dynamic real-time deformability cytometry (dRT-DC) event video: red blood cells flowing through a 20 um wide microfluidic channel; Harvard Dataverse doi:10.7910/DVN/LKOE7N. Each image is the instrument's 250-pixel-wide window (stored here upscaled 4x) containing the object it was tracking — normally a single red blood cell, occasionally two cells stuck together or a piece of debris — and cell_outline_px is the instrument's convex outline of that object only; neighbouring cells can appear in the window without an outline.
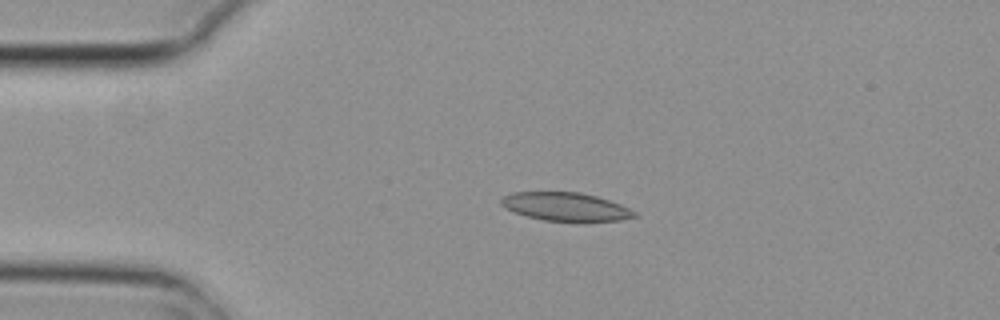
{"species": "common noctule bat (a hibernating species)", "species_latin": "Nyctalus noctula", "temperature_condition": "cold", "stored_images_in_passage": 4, "camera_frame_rate_fps": 3000, "um_per_image_px": 0.085, "animal": {"sex": "female", "body_mass_g": 29.2, "forearm_length_mm": 56.3}, "frame": {"image": 1, "passage_image": 3, "time_ms": 0.667, "image_size_px": [1000, 320], "cell_outline_px": [[640, 216], [620, 220], [544, 220], [528, 216], [504, 208], [500, 204], [500, 200], [504, 196], [512, 192], [580, 192], [596, 196], [620, 204], [636, 212]], "centroid_in_image_um": [48.07, 17.55], "position_along_channel_um": 36.9, "area_um2": 21.62}}